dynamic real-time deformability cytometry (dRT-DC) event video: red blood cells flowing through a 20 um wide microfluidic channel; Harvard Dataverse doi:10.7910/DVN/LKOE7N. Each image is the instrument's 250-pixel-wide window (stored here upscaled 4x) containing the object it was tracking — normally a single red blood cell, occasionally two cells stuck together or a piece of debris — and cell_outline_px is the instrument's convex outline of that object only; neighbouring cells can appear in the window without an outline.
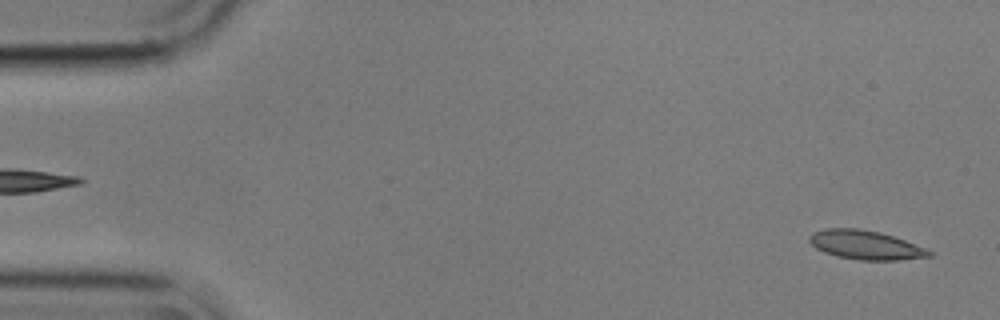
{"species": "common noctule bat (a hibernating species)", "species_latin": "Nyctalus noctula", "temperature_condition": "cold", "stored_images_in_passage": 55, "camera_frame_rate_fps": 3000, "um_per_image_px": 0.085, "animal": {"sex": "male", "body_mass_g": 17.9}, "frame": {"image": 1, "passage_image": 2, "time_ms": 0.333, "image_size_px": [1000, 320], "cell_outline_px": [[932, 256], [900, 260], [860, 260], [836, 256], [824, 252], [816, 248], [808, 240], [808, 236], [824, 228], [856, 228], [880, 232], [904, 240], [924, 248], [932, 252]], "centroid_in_image_um": [73.54, 20.82], "position_along_channel_um": 11.5, "area_um2": 20.06}}
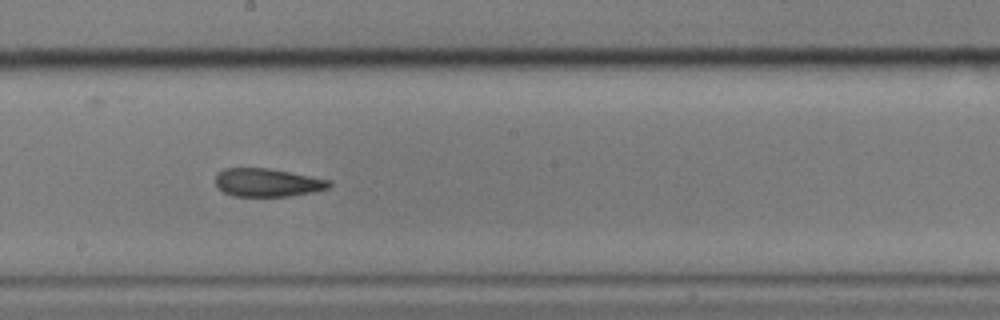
{"frame": {"image": 2, "passage_image": 30, "time_ms": 9.667, "image_size_px": [1000, 320], "cell_outline_px": [[332, 184], [328, 188], [312, 192], [292, 196], [232, 196], [224, 192], [216, 184], [216, 172], [224, 168], [268, 168], [332, 180]], "centroid_in_image_um": [22.73, 15.51], "position_along_channel_um": 225.5, "area_um2": 18.73}}
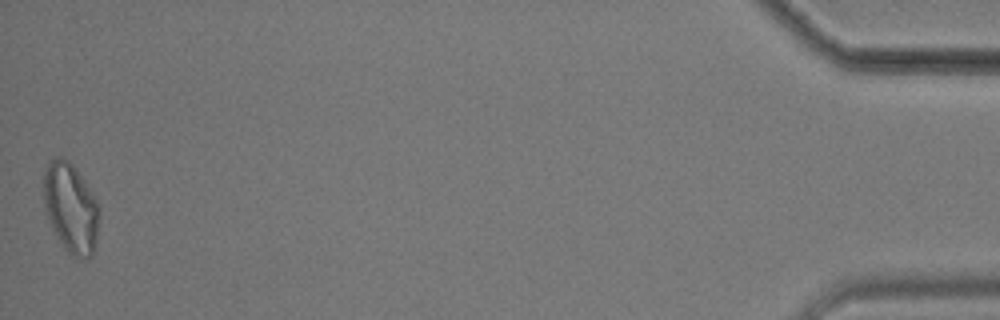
{"frame": {"image": 3, "passage_image": 55, "time_ms": 18.0, "image_size_px": [1000, 320], "cell_outline_px": [[100, 216], [96, 240], [92, 256], [84, 260], [72, 256], [64, 248], [56, 236], [48, 220], [44, 204], [44, 172], [48, 160], [56, 156], [60, 156], [68, 160], [76, 168], [84, 180], [96, 200], [100, 212]], "centroid_in_image_um": [6.01, 17.68], "position_along_channel_um": 429.2, "area_um2": 29.36}, "authors_computed_cell_mechanics": {"area_um2": 20.23, "velocity_mm_per_s": 3.5548, "shape_relaxation_time_tau1_ms": 6.6949, "shape_relaxation_time_tau2_ms": 3.5769, "deformation_change_tau1": 0.1541, "deformation_change_tau2": 0.1082}}